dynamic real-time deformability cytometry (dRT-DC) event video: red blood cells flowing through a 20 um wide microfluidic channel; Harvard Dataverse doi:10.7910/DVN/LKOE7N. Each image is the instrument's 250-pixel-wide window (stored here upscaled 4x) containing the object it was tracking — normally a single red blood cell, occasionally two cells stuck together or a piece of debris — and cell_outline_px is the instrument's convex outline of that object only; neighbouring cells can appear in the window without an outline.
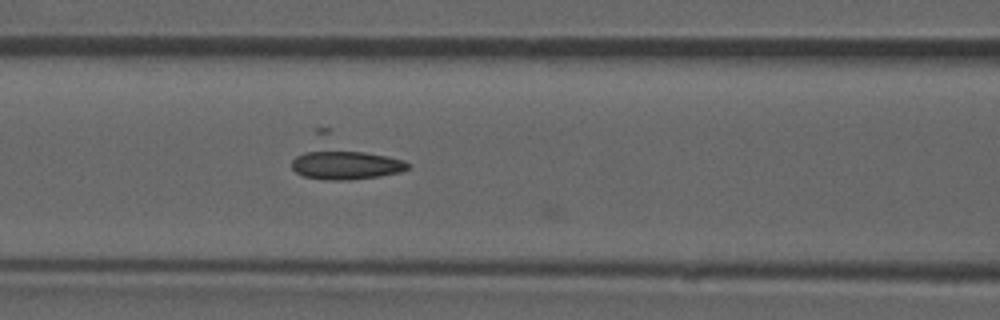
{"species": "common noctule bat (a hibernating species)", "species_latin": "Nyctalus noctula", "temperature_condition": "room temperature", "stored_images_in_passage": 39, "camera_frame_rate_fps": 3000, "um_per_image_px": 0.085, "animal": {"sex": "male", "forearm_length_mm": 52.5}, "frame": {"image": 1, "passage_image": 22, "time_ms": 7.0, "image_size_px": [1000, 320], "cell_outline_px": [[412, 164], [408, 168], [400, 172], [380, 176], [348, 180], [328, 180], [304, 176], [296, 172], [292, 168], [292, 160], [296, 156], [304, 152], [316, 148], [328, 148], [364, 152], [404, 160]], "centroid_in_image_um": [29.36, 13.99], "position_along_channel_um": 137.2, "area_um2": 20.0}}